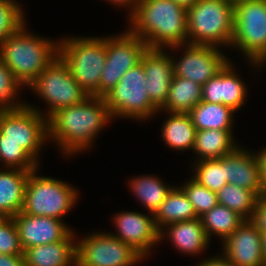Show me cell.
Returning a JSON list of instances; mask_svg holds the SVG:
<instances>
[{"instance_id":"6da1fadb","label":"cell","mask_w":266,"mask_h":266,"mask_svg":"<svg viewBox=\"0 0 266 266\" xmlns=\"http://www.w3.org/2000/svg\"><path fill=\"white\" fill-rule=\"evenodd\" d=\"M112 118L103 97L89 96L79 104L58 110L48 119V138L59 145L64 155L81 153L92 145Z\"/></svg>"},{"instance_id":"7a4b0ae2","label":"cell","mask_w":266,"mask_h":266,"mask_svg":"<svg viewBox=\"0 0 266 266\" xmlns=\"http://www.w3.org/2000/svg\"><path fill=\"white\" fill-rule=\"evenodd\" d=\"M129 20L128 30L148 48L174 50L187 44V10L172 0H140Z\"/></svg>"},{"instance_id":"3957f363","label":"cell","mask_w":266,"mask_h":266,"mask_svg":"<svg viewBox=\"0 0 266 266\" xmlns=\"http://www.w3.org/2000/svg\"><path fill=\"white\" fill-rule=\"evenodd\" d=\"M24 23L0 43V57L14 77L29 87L58 55V42L33 35Z\"/></svg>"},{"instance_id":"277c9868","label":"cell","mask_w":266,"mask_h":266,"mask_svg":"<svg viewBox=\"0 0 266 266\" xmlns=\"http://www.w3.org/2000/svg\"><path fill=\"white\" fill-rule=\"evenodd\" d=\"M188 44L231 46L234 34V2L198 0L187 10Z\"/></svg>"},{"instance_id":"5b68a950","label":"cell","mask_w":266,"mask_h":266,"mask_svg":"<svg viewBox=\"0 0 266 266\" xmlns=\"http://www.w3.org/2000/svg\"><path fill=\"white\" fill-rule=\"evenodd\" d=\"M58 55L72 77L89 95L99 97L100 76L106 63V37H67L58 42Z\"/></svg>"},{"instance_id":"8992f818","label":"cell","mask_w":266,"mask_h":266,"mask_svg":"<svg viewBox=\"0 0 266 266\" xmlns=\"http://www.w3.org/2000/svg\"><path fill=\"white\" fill-rule=\"evenodd\" d=\"M31 171L27 180L22 212L62 220L77 202L78 192L71 184Z\"/></svg>"},{"instance_id":"52a82bcc","label":"cell","mask_w":266,"mask_h":266,"mask_svg":"<svg viewBox=\"0 0 266 266\" xmlns=\"http://www.w3.org/2000/svg\"><path fill=\"white\" fill-rule=\"evenodd\" d=\"M231 46L244 53L250 64L266 57V0H238L234 2V34Z\"/></svg>"},{"instance_id":"ba28073f","label":"cell","mask_w":266,"mask_h":266,"mask_svg":"<svg viewBox=\"0 0 266 266\" xmlns=\"http://www.w3.org/2000/svg\"><path fill=\"white\" fill-rule=\"evenodd\" d=\"M143 63L130 68L117 85L103 98L113 117L150 119L159 109L151 102L146 90ZM157 112V113H156Z\"/></svg>"},{"instance_id":"9c48e42d","label":"cell","mask_w":266,"mask_h":266,"mask_svg":"<svg viewBox=\"0 0 266 266\" xmlns=\"http://www.w3.org/2000/svg\"><path fill=\"white\" fill-rule=\"evenodd\" d=\"M48 104V111L43 114L49 119L62 108L83 102L89 95L72 77L68 65L57 55L29 86Z\"/></svg>"},{"instance_id":"30bf717a","label":"cell","mask_w":266,"mask_h":266,"mask_svg":"<svg viewBox=\"0 0 266 266\" xmlns=\"http://www.w3.org/2000/svg\"><path fill=\"white\" fill-rule=\"evenodd\" d=\"M46 141L48 119L34 105L27 104L19 111H0V142L18 143L39 162L38 154Z\"/></svg>"},{"instance_id":"8fae6325","label":"cell","mask_w":266,"mask_h":266,"mask_svg":"<svg viewBox=\"0 0 266 266\" xmlns=\"http://www.w3.org/2000/svg\"><path fill=\"white\" fill-rule=\"evenodd\" d=\"M76 266H134L144 258L114 235L96 232L76 241Z\"/></svg>"},{"instance_id":"7c38bea8","label":"cell","mask_w":266,"mask_h":266,"mask_svg":"<svg viewBox=\"0 0 266 266\" xmlns=\"http://www.w3.org/2000/svg\"><path fill=\"white\" fill-rule=\"evenodd\" d=\"M147 44L129 30L106 38V63L100 76L99 97H104L123 77L125 72L141 62Z\"/></svg>"},{"instance_id":"4fadbf2b","label":"cell","mask_w":266,"mask_h":266,"mask_svg":"<svg viewBox=\"0 0 266 266\" xmlns=\"http://www.w3.org/2000/svg\"><path fill=\"white\" fill-rule=\"evenodd\" d=\"M184 53L181 59H173L174 76L192 80L204 85L214 77L229 61L218 47L210 45L183 44Z\"/></svg>"},{"instance_id":"5bb4252c","label":"cell","mask_w":266,"mask_h":266,"mask_svg":"<svg viewBox=\"0 0 266 266\" xmlns=\"http://www.w3.org/2000/svg\"><path fill=\"white\" fill-rule=\"evenodd\" d=\"M150 216L140 212L122 211L112 219L118 231L117 234H111L131 246L144 259L149 256L152 246L161 241L154 214Z\"/></svg>"},{"instance_id":"9a60e30c","label":"cell","mask_w":266,"mask_h":266,"mask_svg":"<svg viewBox=\"0 0 266 266\" xmlns=\"http://www.w3.org/2000/svg\"><path fill=\"white\" fill-rule=\"evenodd\" d=\"M223 256L234 266H265L261 232L252 220L244 222L223 241Z\"/></svg>"},{"instance_id":"2e32d148","label":"cell","mask_w":266,"mask_h":266,"mask_svg":"<svg viewBox=\"0 0 266 266\" xmlns=\"http://www.w3.org/2000/svg\"><path fill=\"white\" fill-rule=\"evenodd\" d=\"M23 250L64 240L73 230L60 219L34 216L22 211L13 217Z\"/></svg>"},{"instance_id":"e0dca14e","label":"cell","mask_w":266,"mask_h":266,"mask_svg":"<svg viewBox=\"0 0 266 266\" xmlns=\"http://www.w3.org/2000/svg\"><path fill=\"white\" fill-rule=\"evenodd\" d=\"M169 55L163 49L148 48L141 58L148 97L158 109L166 103L174 76L173 63Z\"/></svg>"},{"instance_id":"ac0fdd59","label":"cell","mask_w":266,"mask_h":266,"mask_svg":"<svg viewBox=\"0 0 266 266\" xmlns=\"http://www.w3.org/2000/svg\"><path fill=\"white\" fill-rule=\"evenodd\" d=\"M230 62L202 86V101L223 104L238 111L246 102L247 89Z\"/></svg>"},{"instance_id":"d6986e66","label":"cell","mask_w":266,"mask_h":266,"mask_svg":"<svg viewBox=\"0 0 266 266\" xmlns=\"http://www.w3.org/2000/svg\"><path fill=\"white\" fill-rule=\"evenodd\" d=\"M225 177L229 184L256 192L261 198L266 190L262 184L256 155L237 146L225 155Z\"/></svg>"},{"instance_id":"ffe728a7","label":"cell","mask_w":266,"mask_h":266,"mask_svg":"<svg viewBox=\"0 0 266 266\" xmlns=\"http://www.w3.org/2000/svg\"><path fill=\"white\" fill-rule=\"evenodd\" d=\"M74 238L72 231L64 240L25 249V266H76Z\"/></svg>"},{"instance_id":"44dd1931","label":"cell","mask_w":266,"mask_h":266,"mask_svg":"<svg viewBox=\"0 0 266 266\" xmlns=\"http://www.w3.org/2000/svg\"><path fill=\"white\" fill-rule=\"evenodd\" d=\"M165 236L170 238L169 240L178 251L188 255L201 253L210 243L200 217L166 225L160 230V240Z\"/></svg>"},{"instance_id":"7402d4cb","label":"cell","mask_w":266,"mask_h":266,"mask_svg":"<svg viewBox=\"0 0 266 266\" xmlns=\"http://www.w3.org/2000/svg\"><path fill=\"white\" fill-rule=\"evenodd\" d=\"M29 174L20 169L0 170V217H14L22 211Z\"/></svg>"},{"instance_id":"603a6c76","label":"cell","mask_w":266,"mask_h":266,"mask_svg":"<svg viewBox=\"0 0 266 266\" xmlns=\"http://www.w3.org/2000/svg\"><path fill=\"white\" fill-rule=\"evenodd\" d=\"M237 146L233 140L232 130H197L193 147V151L198 155L195 161L220 159Z\"/></svg>"},{"instance_id":"cb8c5ba5","label":"cell","mask_w":266,"mask_h":266,"mask_svg":"<svg viewBox=\"0 0 266 266\" xmlns=\"http://www.w3.org/2000/svg\"><path fill=\"white\" fill-rule=\"evenodd\" d=\"M201 101L202 85L189 79L173 76L166 103L159 111L165 109L167 113H189Z\"/></svg>"},{"instance_id":"d4e9b609","label":"cell","mask_w":266,"mask_h":266,"mask_svg":"<svg viewBox=\"0 0 266 266\" xmlns=\"http://www.w3.org/2000/svg\"><path fill=\"white\" fill-rule=\"evenodd\" d=\"M154 218L157 228L161 230L170 223L193 220L198 216L184 191L173 186L154 214Z\"/></svg>"},{"instance_id":"484cf974","label":"cell","mask_w":266,"mask_h":266,"mask_svg":"<svg viewBox=\"0 0 266 266\" xmlns=\"http://www.w3.org/2000/svg\"><path fill=\"white\" fill-rule=\"evenodd\" d=\"M235 110L223 104L199 102L188 114L197 130H233Z\"/></svg>"},{"instance_id":"4316f807","label":"cell","mask_w":266,"mask_h":266,"mask_svg":"<svg viewBox=\"0 0 266 266\" xmlns=\"http://www.w3.org/2000/svg\"><path fill=\"white\" fill-rule=\"evenodd\" d=\"M162 126L163 141L170 148L178 150H190L194 147L196 128L188 113H171Z\"/></svg>"},{"instance_id":"83f0119b","label":"cell","mask_w":266,"mask_h":266,"mask_svg":"<svg viewBox=\"0 0 266 266\" xmlns=\"http://www.w3.org/2000/svg\"><path fill=\"white\" fill-rule=\"evenodd\" d=\"M131 190L149 213L155 214L173 188L157 176L141 175L129 181Z\"/></svg>"},{"instance_id":"f1b7e54d","label":"cell","mask_w":266,"mask_h":266,"mask_svg":"<svg viewBox=\"0 0 266 266\" xmlns=\"http://www.w3.org/2000/svg\"><path fill=\"white\" fill-rule=\"evenodd\" d=\"M200 220L209 240L214 234L224 241L245 219L228 207L217 204L210 211L200 216Z\"/></svg>"},{"instance_id":"f546056e","label":"cell","mask_w":266,"mask_h":266,"mask_svg":"<svg viewBox=\"0 0 266 266\" xmlns=\"http://www.w3.org/2000/svg\"><path fill=\"white\" fill-rule=\"evenodd\" d=\"M218 204L238 213L245 220L253 218L261 197L254 191L227 183L217 192Z\"/></svg>"},{"instance_id":"4dcf8cb0","label":"cell","mask_w":266,"mask_h":266,"mask_svg":"<svg viewBox=\"0 0 266 266\" xmlns=\"http://www.w3.org/2000/svg\"><path fill=\"white\" fill-rule=\"evenodd\" d=\"M195 162L193 165L195 175L192 177L201 185L217 193L228 183L225 177V155L220 159H204Z\"/></svg>"},{"instance_id":"1f68e13d","label":"cell","mask_w":266,"mask_h":266,"mask_svg":"<svg viewBox=\"0 0 266 266\" xmlns=\"http://www.w3.org/2000/svg\"><path fill=\"white\" fill-rule=\"evenodd\" d=\"M21 87L23 85L0 57V111H19L27 106L26 103L19 102L16 97Z\"/></svg>"},{"instance_id":"d6a6232c","label":"cell","mask_w":266,"mask_h":266,"mask_svg":"<svg viewBox=\"0 0 266 266\" xmlns=\"http://www.w3.org/2000/svg\"><path fill=\"white\" fill-rule=\"evenodd\" d=\"M0 162L5 168L34 171L40 164L18 143L0 142Z\"/></svg>"},{"instance_id":"836d02e7","label":"cell","mask_w":266,"mask_h":266,"mask_svg":"<svg viewBox=\"0 0 266 266\" xmlns=\"http://www.w3.org/2000/svg\"><path fill=\"white\" fill-rule=\"evenodd\" d=\"M185 185L180 188L184 191L185 195L193 205V208L198 217L210 211L218 204L217 193L212 192L205 186L201 185L193 177Z\"/></svg>"},{"instance_id":"e575fe53","label":"cell","mask_w":266,"mask_h":266,"mask_svg":"<svg viewBox=\"0 0 266 266\" xmlns=\"http://www.w3.org/2000/svg\"><path fill=\"white\" fill-rule=\"evenodd\" d=\"M24 16L15 0H0V43L24 24Z\"/></svg>"},{"instance_id":"d590c367","label":"cell","mask_w":266,"mask_h":266,"mask_svg":"<svg viewBox=\"0 0 266 266\" xmlns=\"http://www.w3.org/2000/svg\"><path fill=\"white\" fill-rule=\"evenodd\" d=\"M0 253L24 254L13 217H0Z\"/></svg>"},{"instance_id":"8d00e7d4","label":"cell","mask_w":266,"mask_h":266,"mask_svg":"<svg viewBox=\"0 0 266 266\" xmlns=\"http://www.w3.org/2000/svg\"><path fill=\"white\" fill-rule=\"evenodd\" d=\"M261 233H266V198H261L251 219Z\"/></svg>"},{"instance_id":"74e56055","label":"cell","mask_w":266,"mask_h":266,"mask_svg":"<svg viewBox=\"0 0 266 266\" xmlns=\"http://www.w3.org/2000/svg\"><path fill=\"white\" fill-rule=\"evenodd\" d=\"M0 266H25L24 254L6 255L0 253Z\"/></svg>"},{"instance_id":"f35d334b","label":"cell","mask_w":266,"mask_h":266,"mask_svg":"<svg viewBox=\"0 0 266 266\" xmlns=\"http://www.w3.org/2000/svg\"><path fill=\"white\" fill-rule=\"evenodd\" d=\"M198 266H234L228 259H226L223 255L217 257L207 258L202 260Z\"/></svg>"},{"instance_id":"ab89813d","label":"cell","mask_w":266,"mask_h":266,"mask_svg":"<svg viewBox=\"0 0 266 266\" xmlns=\"http://www.w3.org/2000/svg\"><path fill=\"white\" fill-rule=\"evenodd\" d=\"M255 155L257 158L258 165H259L262 184L266 190V148H263L261 152H258Z\"/></svg>"},{"instance_id":"60d3db41","label":"cell","mask_w":266,"mask_h":266,"mask_svg":"<svg viewBox=\"0 0 266 266\" xmlns=\"http://www.w3.org/2000/svg\"><path fill=\"white\" fill-rule=\"evenodd\" d=\"M108 1L113 2L117 6H122V7L124 6L128 8L130 7L131 11L129 10V15H131L135 11L137 4L140 0H108Z\"/></svg>"},{"instance_id":"b9f144b4","label":"cell","mask_w":266,"mask_h":266,"mask_svg":"<svg viewBox=\"0 0 266 266\" xmlns=\"http://www.w3.org/2000/svg\"><path fill=\"white\" fill-rule=\"evenodd\" d=\"M177 5L183 7L184 9L188 10L192 7L198 0H172Z\"/></svg>"},{"instance_id":"7bdbcfd3","label":"cell","mask_w":266,"mask_h":266,"mask_svg":"<svg viewBox=\"0 0 266 266\" xmlns=\"http://www.w3.org/2000/svg\"><path fill=\"white\" fill-rule=\"evenodd\" d=\"M261 247H262L263 259L266 266V233H261Z\"/></svg>"},{"instance_id":"ee69618b","label":"cell","mask_w":266,"mask_h":266,"mask_svg":"<svg viewBox=\"0 0 266 266\" xmlns=\"http://www.w3.org/2000/svg\"><path fill=\"white\" fill-rule=\"evenodd\" d=\"M266 62V57L259 63V65L263 66Z\"/></svg>"}]
</instances>
